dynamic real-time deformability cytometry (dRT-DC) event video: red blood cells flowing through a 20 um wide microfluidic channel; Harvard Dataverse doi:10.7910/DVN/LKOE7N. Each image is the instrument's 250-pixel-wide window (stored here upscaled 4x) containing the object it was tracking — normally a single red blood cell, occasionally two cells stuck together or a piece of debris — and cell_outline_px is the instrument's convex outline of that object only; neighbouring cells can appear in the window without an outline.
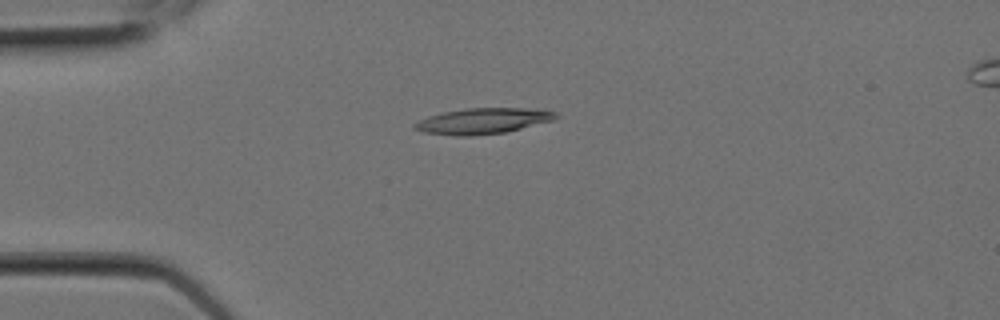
{"species": "Egyptian fruit bat (a non-hibernating species)", "species_latin": "Rousettus aegyptiacus", "temperature_condition": "room temperature", "stored_images_in_passage": 7, "camera_frame_rate_fps": 3000, "um_per_image_px": 0.085, "animal": {"sex": "female"}, "frame": {"image": 1, "passage_image": 5, "time_ms": 1.333, "image_size_px": [1000, 320], "cell_outline_px": [[560, 116], [556, 120], [504, 132], [472, 136], [460, 136], [424, 132], [412, 128], [412, 124], [428, 116], [444, 112], [464, 108], [524, 108], [556, 112]], "centroid_in_image_um": [41.05, 10.28], "position_along_channel_um": 44.0, "area_um2": 21.15}}
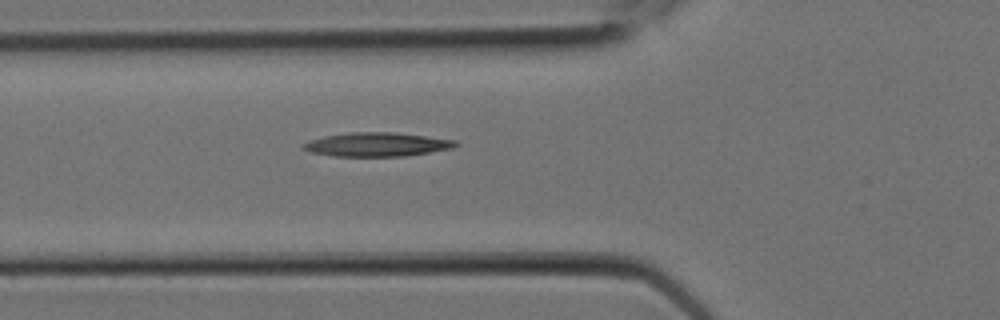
{"frame": {"image": 2, "passage_image": 7, "time_ms": 2.0, "image_size_px": [1000, 320], "cell_outline_px": [[460, 144], [452, 148], [404, 156], [332, 156], [312, 152], [304, 148], [300, 144], [308, 140], [324, 136], [352, 132], [396, 132], [456, 140]], "centroid_in_image_um": [32.03, 12.27], "position_along_channel_um": 93.8, "area_um2": 21.15}}